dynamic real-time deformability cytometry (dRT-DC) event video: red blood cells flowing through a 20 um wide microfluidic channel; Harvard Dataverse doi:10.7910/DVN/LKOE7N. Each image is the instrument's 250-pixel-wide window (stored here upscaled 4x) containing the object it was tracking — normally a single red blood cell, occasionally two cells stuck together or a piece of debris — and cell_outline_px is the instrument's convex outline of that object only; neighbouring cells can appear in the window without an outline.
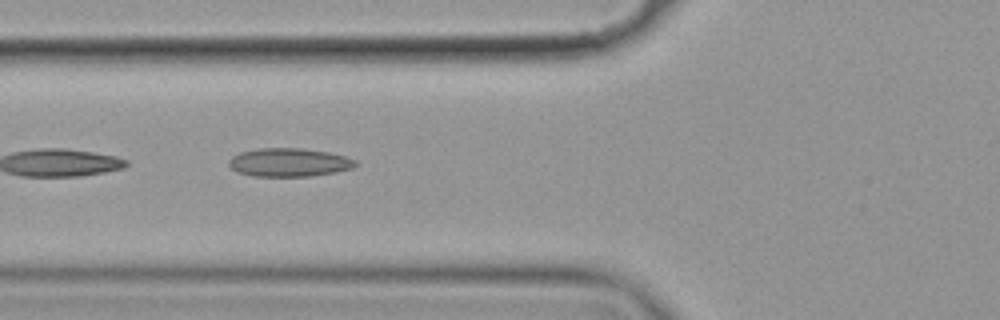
{"species": "common noctule bat (a hibernating species)", "species_latin": "Nyctalus noctula", "temperature_condition": "cold", "stored_images_in_passage": 19, "camera_frame_rate_fps": 3000, "um_per_image_px": 0.085, "animal": {"sex": "female", "body_mass_g": 19.9}, "frame": {"image": 1, "passage_image": 9, "time_ms": 2.667, "image_size_px": [1000, 320], "cell_outline_px": [[356, 164], [352, 168], [336, 172], [312, 176], [256, 176], [236, 172], [228, 164], [228, 160], [232, 156], [240, 152], [260, 148], [300, 148], [328, 152], [344, 156], [356, 160]], "centroid_in_image_um": [24.55, 13.8], "position_along_channel_um": 101.3, "area_um2": 20.92}}
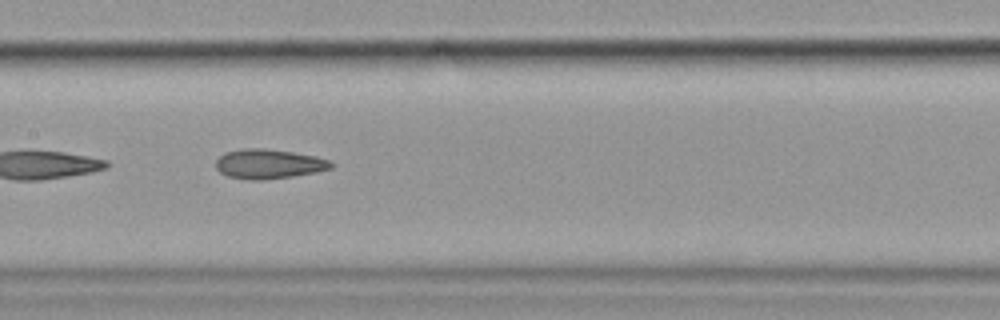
{"frame": {"image": 2, "passage_image": 16, "time_ms": 5.0, "image_size_px": [1000, 320], "cell_outline_px": [[336, 164], [332, 168], [316, 172], [292, 176], [260, 180], [248, 180], [228, 176], [220, 172], [216, 168], [216, 160], [224, 152], [244, 148], [264, 148], [292, 152], [316, 156], [328, 160]], "centroid_in_image_um": [22.84, 13.93], "position_along_channel_um": 184.6, "area_um2": 19.88}}